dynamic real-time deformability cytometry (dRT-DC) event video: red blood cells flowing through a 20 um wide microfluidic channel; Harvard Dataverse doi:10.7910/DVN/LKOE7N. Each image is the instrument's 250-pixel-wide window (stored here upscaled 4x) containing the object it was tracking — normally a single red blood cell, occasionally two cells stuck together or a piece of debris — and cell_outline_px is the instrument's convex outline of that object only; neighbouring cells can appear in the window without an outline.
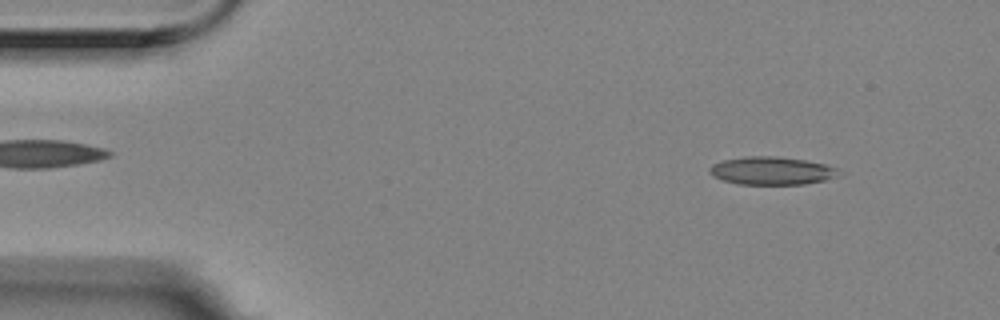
{"species": "Egyptian fruit bat (a non-hibernating species)", "species_latin": "Rousettus aegyptiacus", "temperature_condition": "room temperature", "stored_images_in_passage": 3, "camera_frame_rate_fps": 3000, "um_per_image_px": 0.085, "animal": {"sex": "female"}, "frame": {"image": 1, "passage_image": 1, "time_ms": 0.0, "image_size_px": [1000, 320], "cell_outline_px": [[836, 176], [824, 180], [804, 184], [740, 184], [724, 180], [712, 176], [708, 172], [708, 168], [712, 164], [724, 160], [744, 156], [776, 156], [804, 160], [824, 164], [836, 168]], "centroid_in_image_um": [65.51, 14.51], "position_along_channel_um": 19.5, "area_um2": 20.81}}
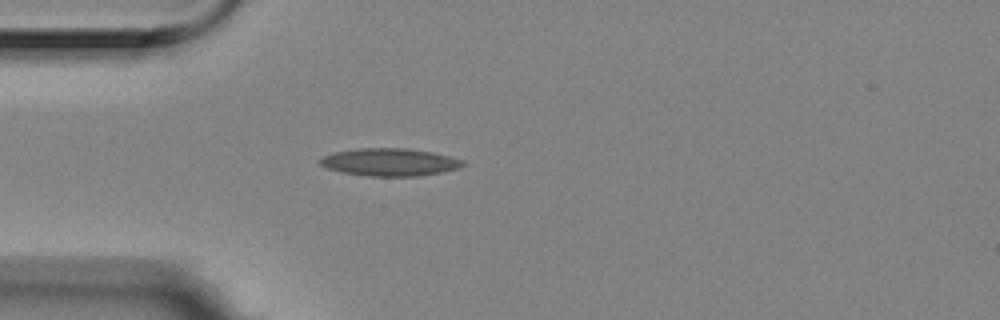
{"frame": {"image": 2, "passage_image": 3, "time_ms": 0.667, "image_size_px": [1000, 320], "cell_outline_px": [[468, 164], [460, 168], [444, 172], [420, 176], [368, 176], [340, 172], [328, 168], [320, 164], [320, 160], [324, 156], [336, 152], [360, 148], [404, 148], [432, 152], [464, 160]], "centroid_in_image_um": [33.2, 13.79], "position_along_channel_um": 51.8, "area_um2": 23.0}}